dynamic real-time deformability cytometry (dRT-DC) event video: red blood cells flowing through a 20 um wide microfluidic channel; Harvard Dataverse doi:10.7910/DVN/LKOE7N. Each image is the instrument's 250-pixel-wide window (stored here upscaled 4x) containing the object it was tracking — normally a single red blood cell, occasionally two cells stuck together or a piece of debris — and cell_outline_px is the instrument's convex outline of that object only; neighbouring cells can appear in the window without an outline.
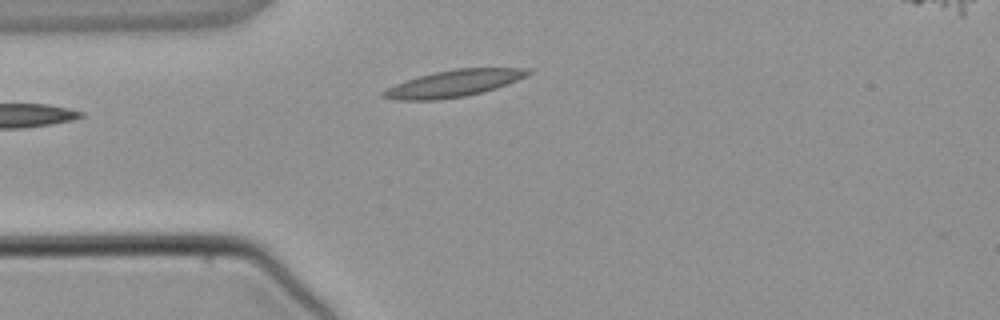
{"species": "common noctule bat (a hibernating species)", "species_latin": "Nyctalus noctula", "temperature_condition": "warm", "stored_images_in_passage": 2, "camera_frame_rate_fps": 3000, "um_per_image_px": 0.085, "animal": {"sex": "male", "body_mass_g": 21.5, "forearm_length_mm": 52.0}, "frame": {"image": 1, "passage_image": 2, "time_ms": 1.667, "image_size_px": [1000, 320], "cell_outline_px": [[532, 72], [528, 76], [496, 88], [464, 96], [436, 100], [396, 100], [380, 96], [380, 92], [396, 84], [420, 76], [436, 72], [456, 68], [532, 68]], "centroid_in_image_um": [38.59, 7.09], "position_along_channel_um": 46.4, "area_um2": 22.37}}